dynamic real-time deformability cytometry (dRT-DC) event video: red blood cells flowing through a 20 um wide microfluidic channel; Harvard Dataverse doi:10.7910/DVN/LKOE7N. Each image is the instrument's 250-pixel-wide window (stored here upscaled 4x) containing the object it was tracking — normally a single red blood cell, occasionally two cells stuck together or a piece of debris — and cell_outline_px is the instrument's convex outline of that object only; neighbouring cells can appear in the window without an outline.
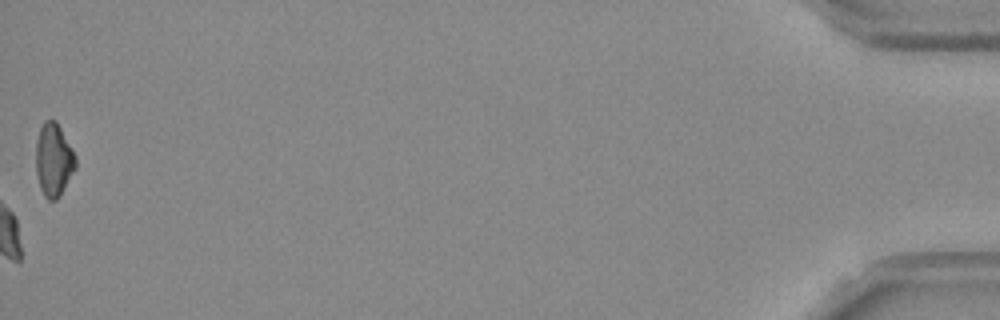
{"species": "Egyptian fruit bat (a non-hibernating species)", "species_latin": "Rousettus aegyptiacus", "temperature_condition": "room temperature", "stored_images_in_passage": 44, "camera_frame_rate_fps": 3000, "um_per_image_px": 0.085, "frame": {"image": 1, "passage_image": 44, "time_ms": 14.333, "image_size_px": [1000, 320], "cell_outline_px": [[76, 168], [60, 196], [56, 200], [48, 200], [44, 196], [40, 188], [36, 172], [36, 140], [40, 128], [44, 120], [56, 120], [72, 148], [76, 156]], "centroid_in_image_um": [4.56, 13.59], "position_along_channel_um": 430.6, "area_um2": 17.05}, "authors_computed_cell_mechanics": {"area_um2": 21.4149, "velocity_mm_per_s": 3.7645, "shape_relaxation_time_tau1_ms": 7.1527, "shape_relaxation_time_tau2_ms": 8.1303, "deformation_change_tau1": 0.1535, "deformation_change_tau2": 0.1224}}